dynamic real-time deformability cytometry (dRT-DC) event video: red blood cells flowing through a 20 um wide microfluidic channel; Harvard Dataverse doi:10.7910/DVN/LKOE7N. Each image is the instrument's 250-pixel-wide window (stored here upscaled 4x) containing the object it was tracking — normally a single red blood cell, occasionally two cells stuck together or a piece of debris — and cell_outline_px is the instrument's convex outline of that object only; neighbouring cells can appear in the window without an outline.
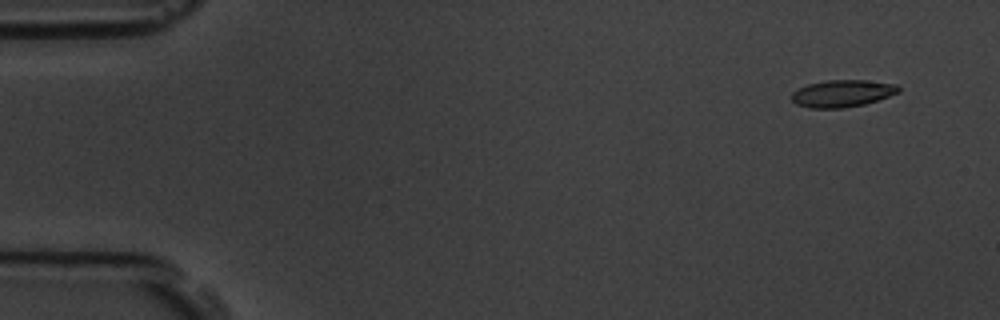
{"species": "common noctule bat (a hibernating species)", "species_latin": "Nyctalus noctula", "temperature_condition": "room temperature", "stored_images_in_passage": 3, "camera_frame_rate_fps": 3000, "um_per_image_px": 0.085, "animal": {"sex": "male", "body_mass_g": 19.5, "forearm_length_mm": 54.6}, "frame": {"image": 1, "passage_image": 1, "time_ms": 0.0, "image_size_px": [1000, 320], "cell_outline_px": [[900, 92], [864, 104], [844, 108], [808, 108], [796, 104], [792, 100], [792, 92], [808, 84], [828, 80], [864, 80], [896, 84], [900, 88]], "centroid_in_image_um": [71.59, 7.94], "position_along_channel_um": 13.4, "area_um2": 16.76}}